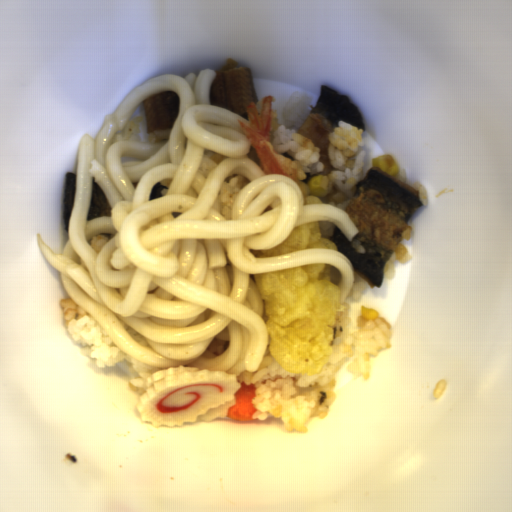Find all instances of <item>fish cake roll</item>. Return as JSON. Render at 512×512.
Instances as JSON below:
<instances>
[{
  "mask_svg": "<svg viewBox=\"0 0 512 512\" xmlns=\"http://www.w3.org/2000/svg\"><path fill=\"white\" fill-rule=\"evenodd\" d=\"M242 389L236 374L182 364L151 373L135 406L140 421L152 427H183L184 423L225 418Z\"/></svg>",
  "mask_w": 512,
  "mask_h": 512,
  "instance_id": "1",
  "label": "fish cake roll"
}]
</instances>
